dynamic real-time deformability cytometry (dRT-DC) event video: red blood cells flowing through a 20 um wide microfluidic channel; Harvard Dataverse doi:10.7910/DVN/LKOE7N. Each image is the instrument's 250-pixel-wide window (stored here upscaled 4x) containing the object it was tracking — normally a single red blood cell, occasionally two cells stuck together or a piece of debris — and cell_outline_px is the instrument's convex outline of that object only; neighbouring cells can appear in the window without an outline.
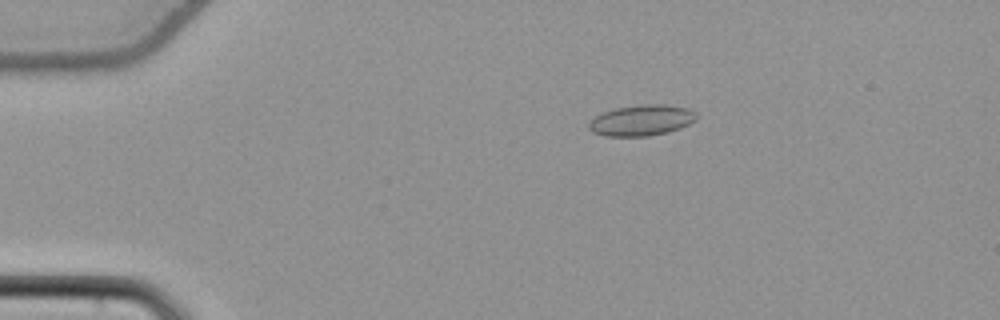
{"species": "common noctule bat (a hibernating species)", "species_latin": "Nyctalus noctula", "temperature_condition": "cold", "stored_images_in_passage": 55, "camera_frame_rate_fps": 3000, "um_per_image_px": 0.085, "animal": {"sex": "female", "body_mass_g": 22.7, "forearm_length_mm": 54.2}, "frame": {"image": 1, "passage_image": 11, "time_ms": 3.333, "image_size_px": [1000, 320], "cell_outline_px": [[696, 120], [680, 128], [668, 132], [648, 136], [604, 136], [592, 132], [588, 128], [588, 124], [596, 116], [604, 112], [616, 108], [644, 104], [664, 104], [688, 108], [696, 112]], "centroid_in_image_um": [54.54, 10.23], "position_along_channel_um": 30.5, "area_um2": 19.31}}
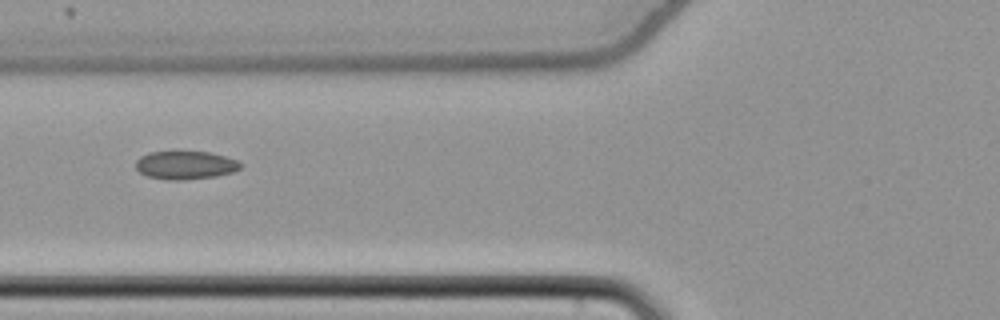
{"frame": {"image": 2, "passage_image": 22, "time_ms": 7.0, "image_size_px": [1000, 320], "cell_outline_px": [[244, 164], [240, 168], [232, 172], [216, 176], [184, 180], [168, 180], [148, 176], [140, 172], [136, 168], [136, 160], [140, 156], [148, 152], [208, 152], [224, 156], [236, 160]], "centroid_in_image_um": [15.75, 14.04], "position_along_channel_um": 110.0, "area_um2": 17.17}}
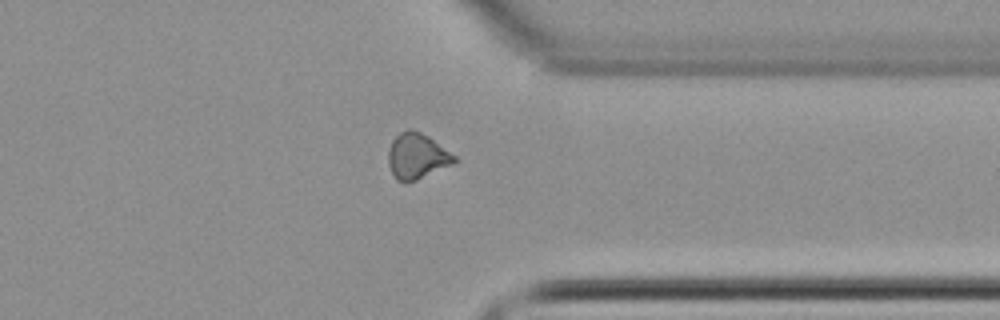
{"frame": {"image": 3, "passage_image": 43, "time_ms": 14.0, "image_size_px": [1000, 320], "cell_outline_px": [[456, 160], [452, 164], [416, 180], [396, 180], [388, 164], [388, 152], [392, 140], [400, 132], [408, 128], [420, 132], [428, 136], [456, 156]], "centroid_in_image_um": [35.42, 13.24], "position_along_channel_um": 376.0, "area_um2": 17.22}, "authors_computed_cell_mechanics": {"area_um2": 17.2822, "velocity_mm_per_s": 3.8374, "shape_relaxation_time_tau1_ms": null, "shape_relaxation_time_tau2_ms": 3.3573, "deformation_change_tau1": null, "deformation_change_tau2": 0.0767}}